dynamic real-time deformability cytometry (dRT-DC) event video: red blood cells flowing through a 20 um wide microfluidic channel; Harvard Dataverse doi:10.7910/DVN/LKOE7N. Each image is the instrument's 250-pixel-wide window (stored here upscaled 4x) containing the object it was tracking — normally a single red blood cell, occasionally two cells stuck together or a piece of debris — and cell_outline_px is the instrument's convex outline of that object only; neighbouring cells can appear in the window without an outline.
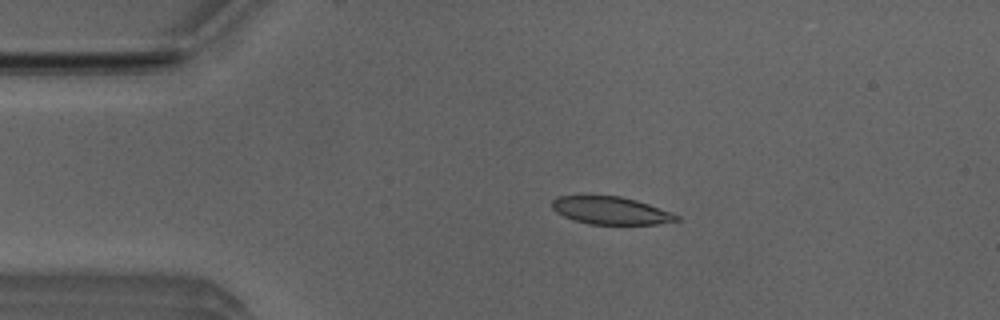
{"species": "Egyptian fruit bat (a non-hibernating species)", "species_latin": "Rousettus aegyptiacus", "temperature_condition": "room temperature", "stored_images_in_passage": 4, "camera_frame_rate_fps": 3000, "um_per_image_px": 0.085, "animal": {"sex": "male"}, "frame": {"image": 1, "passage_image": 3, "time_ms": 0.667, "image_size_px": [1000, 320], "cell_outline_px": [[680, 220], [656, 224], [588, 224], [564, 216], [556, 212], [552, 208], [552, 200], [560, 196], [620, 196], [636, 200], [672, 212], [680, 216]], "centroid_in_image_um": [51.94, 17.9], "position_along_channel_um": 33.1, "area_um2": 19.88}}